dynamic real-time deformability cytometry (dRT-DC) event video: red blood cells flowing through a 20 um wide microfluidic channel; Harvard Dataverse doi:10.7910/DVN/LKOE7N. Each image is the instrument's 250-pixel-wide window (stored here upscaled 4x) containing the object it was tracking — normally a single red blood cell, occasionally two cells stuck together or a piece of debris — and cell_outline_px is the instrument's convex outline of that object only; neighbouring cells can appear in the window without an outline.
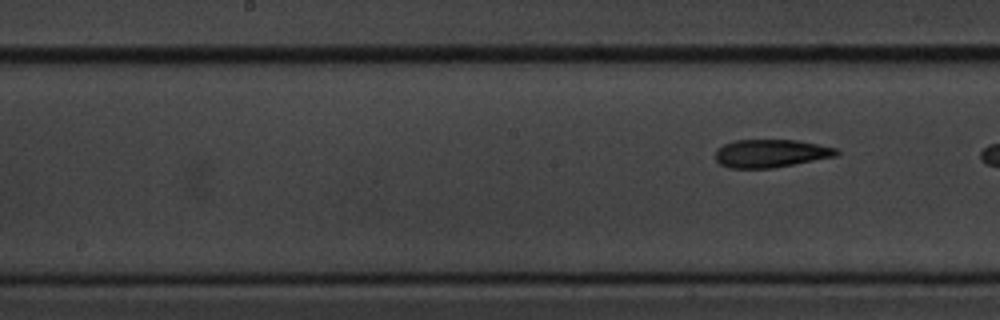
{"species": "common noctule bat (a hibernating species)", "species_latin": "Nyctalus noctula", "temperature_condition": "cold", "stored_images_in_passage": 9, "segment_of_instrument_passage": [2, 2], "camera_frame_rate_fps": 3000, "um_per_image_px": 0.085, "animal": {"sex": "male", "body_mass_g": 20.1, "forearm_length_mm": 53.5}, "frame": {"image": 1, "passage_image": 9, "time_ms": 10.333, "image_size_px": [1000, 320], "cell_outline_px": [[840, 156], [772, 168], [728, 168], [720, 164], [716, 160], [716, 148], [724, 144], [736, 140], [796, 140], [836, 148], [840, 152]], "centroid_in_image_um": [65.54, 13.04], "position_along_channel_um": 182.7, "area_um2": 19.88}}